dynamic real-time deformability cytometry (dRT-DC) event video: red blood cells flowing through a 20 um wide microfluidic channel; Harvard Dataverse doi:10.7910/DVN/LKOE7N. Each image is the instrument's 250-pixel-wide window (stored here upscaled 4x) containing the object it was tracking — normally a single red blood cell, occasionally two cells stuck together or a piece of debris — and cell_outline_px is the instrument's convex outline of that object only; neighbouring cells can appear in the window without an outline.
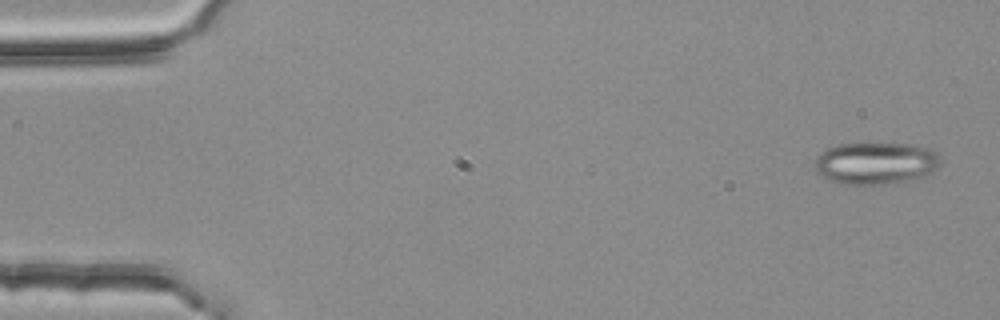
{"species": "common noctule bat (a hibernating species)", "species_latin": "Nyctalus noctula", "temperature_condition": "room temperature", "stored_images_in_passage": 5, "segment_of_instrument_passage": [1, 2], "camera_frame_rate_fps": 3000, "um_per_image_px": 0.085, "animal": {"sex": "female", "body_mass_g": 25.1}, "frame": {"image": 1, "passage_image": 1, "time_ms": 0.0, "image_size_px": [1000, 320], "cell_outline_px": [[936, 164], [932, 172], [924, 180], [884, 184], [840, 184], [816, 172], [816, 156], [828, 148], [836, 144], [920, 144], [932, 148], [936, 152]], "centroid_in_image_um": [74.48, 13.88], "position_along_channel_um": 10.5, "area_um2": 30.98}}